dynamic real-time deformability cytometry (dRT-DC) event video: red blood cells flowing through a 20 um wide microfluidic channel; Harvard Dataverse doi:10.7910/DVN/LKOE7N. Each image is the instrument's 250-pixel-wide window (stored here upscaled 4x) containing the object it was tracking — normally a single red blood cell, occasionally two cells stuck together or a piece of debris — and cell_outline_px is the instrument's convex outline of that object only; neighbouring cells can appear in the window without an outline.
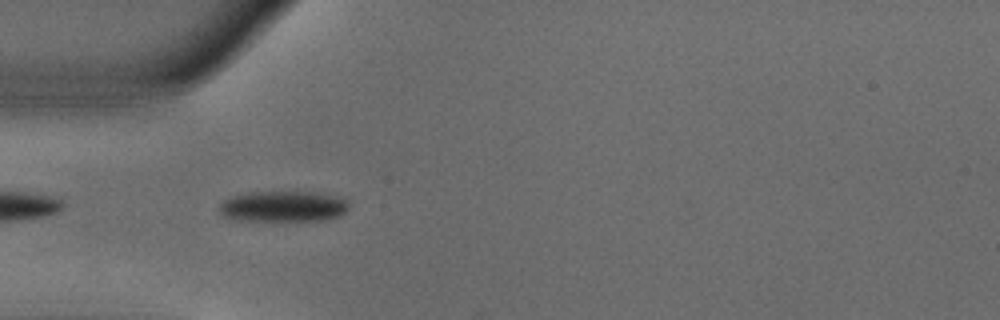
{"species": "common noctule bat (a hibernating species)", "species_latin": "Nyctalus noctula", "temperature_condition": "warm", "stored_images_in_passage": 5, "camera_frame_rate_fps": 3000, "um_per_image_px": 0.085, "animal": {"sex": "male", "body_mass_g": 18.8}, "frame": {"image": 1, "passage_image": 3, "time_ms": 0.667, "image_size_px": [1000, 320], "cell_outline_px": [[348, 208], [340, 216], [328, 220], [236, 220], [224, 216], [220, 212], [220, 204], [224, 200], [232, 196], [248, 192], [312, 192], [340, 196], [348, 204]], "centroid_in_image_um": [24.08, 17.54], "position_along_channel_um": 60.9, "area_um2": 23.18}}